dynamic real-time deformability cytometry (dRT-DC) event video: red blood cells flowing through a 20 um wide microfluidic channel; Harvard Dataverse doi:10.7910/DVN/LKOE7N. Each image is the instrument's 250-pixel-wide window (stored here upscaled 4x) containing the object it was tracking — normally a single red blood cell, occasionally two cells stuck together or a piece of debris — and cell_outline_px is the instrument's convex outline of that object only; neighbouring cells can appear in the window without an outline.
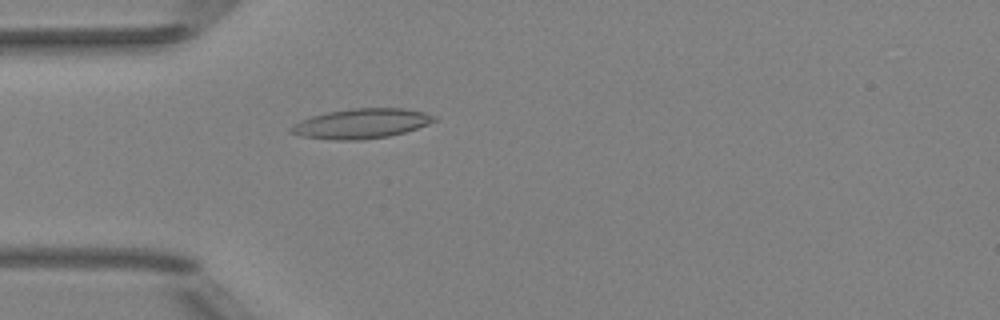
{"species": "Egyptian fruit bat (a non-hibernating species)", "species_latin": "Rousettus aegyptiacus", "temperature_condition": "room temperature", "stored_images_in_passage": 51, "camera_frame_rate_fps": 3000, "um_per_image_px": 0.085, "animal": {"sex": "female"}, "frame": {"image": 1, "passage_image": 15, "time_ms": 4.667, "image_size_px": [1000, 320], "cell_outline_px": [[436, 120], [428, 124], [404, 132], [388, 136], [364, 140], [336, 140], [300, 136], [288, 132], [288, 128], [300, 120], [312, 116], [328, 112], [352, 108], [400, 108], [424, 112], [436, 116]], "centroid_in_image_um": [30.67, 10.51], "position_along_channel_um": 54.3, "area_um2": 24.85}}
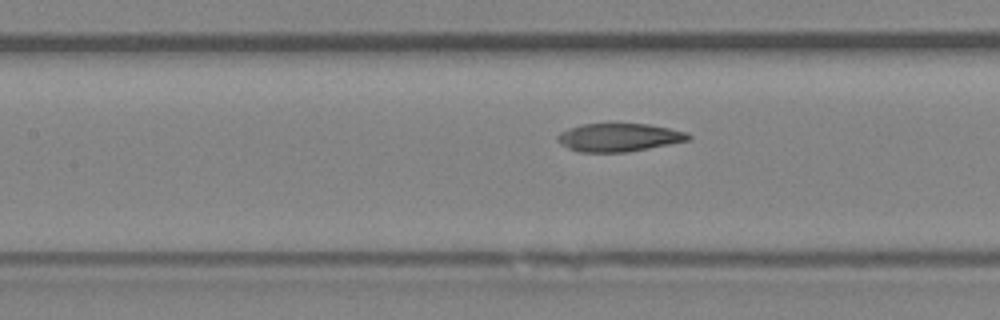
{"frame": {"image": 2, "passage_image": 23, "time_ms": 7.333, "image_size_px": [1000, 320], "cell_outline_px": [[692, 140], [628, 152], [580, 152], [568, 148], [560, 144], [556, 140], [556, 136], [560, 132], [568, 128], [580, 124], [648, 124], [688, 132], [692, 136]], "centroid_in_image_um": [52.61, 11.68], "position_along_channel_um": 154.8, "area_um2": 21.68}}
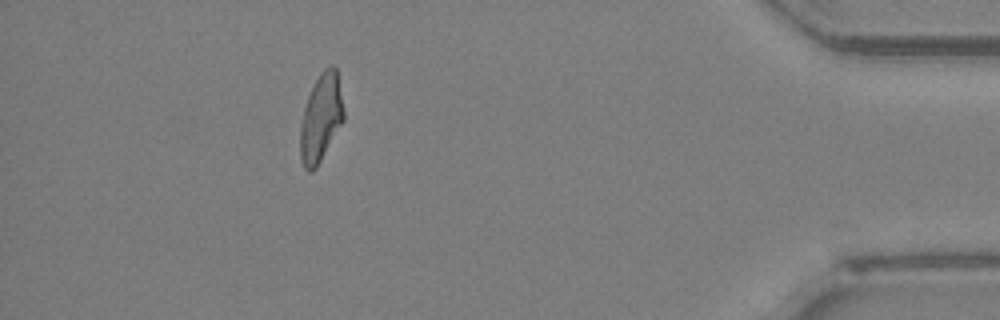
{"frame": {"image": 3, "passage_image": 46, "time_ms": 15.0, "image_size_px": [1000, 320], "cell_outline_px": [[344, 120], [316, 168], [312, 172], [308, 172], [304, 168], [300, 160], [300, 128], [304, 108], [308, 96], [320, 72], [324, 68], [332, 64], [336, 68], [344, 112]], "centroid_in_image_um": [27.27, 10.05], "position_along_channel_um": 407.9, "area_um2": 22.08}, "authors_computed_cell_mechanics": {"area_um2": 22.4842, "velocity_mm_per_s": 4.0202, "shape_relaxation_time_tau1_ms": null, "shape_relaxation_time_tau2_ms": 3.5876, "deformation_change_tau1": null, "deformation_change_tau2": 0.1095}}